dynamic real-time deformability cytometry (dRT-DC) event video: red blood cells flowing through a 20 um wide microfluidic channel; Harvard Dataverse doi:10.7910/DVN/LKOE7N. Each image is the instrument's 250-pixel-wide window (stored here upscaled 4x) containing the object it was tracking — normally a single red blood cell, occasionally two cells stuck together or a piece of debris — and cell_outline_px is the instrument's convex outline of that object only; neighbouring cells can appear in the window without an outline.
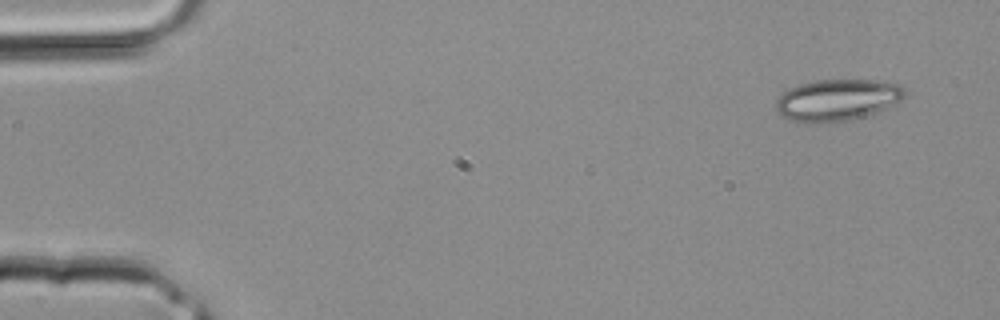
{"species": "common noctule bat (a hibernating species)", "species_latin": "Nyctalus noctula", "temperature_condition": "room temperature", "stored_images_in_passage": 3, "camera_frame_rate_fps": 3000, "um_per_image_px": 0.085, "animal": {"sex": "male", "body_mass_g": 20.4}, "frame": {"image": 1, "passage_image": 1, "time_ms": 0.0, "image_size_px": [1000, 320], "cell_outline_px": [[908, 92], [900, 100], [888, 108], [852, 120], [808, 124], [800, 124], [788, 120], [780, 116], [776, 108], [776, 100], [788, 88], [800, 84], [816, 80], [876, 80], [900, 84]], "centroid_in_image_um": [71.15, 8.52], "position_along_channel_um": 13.9, "area_um2": 31.73}}